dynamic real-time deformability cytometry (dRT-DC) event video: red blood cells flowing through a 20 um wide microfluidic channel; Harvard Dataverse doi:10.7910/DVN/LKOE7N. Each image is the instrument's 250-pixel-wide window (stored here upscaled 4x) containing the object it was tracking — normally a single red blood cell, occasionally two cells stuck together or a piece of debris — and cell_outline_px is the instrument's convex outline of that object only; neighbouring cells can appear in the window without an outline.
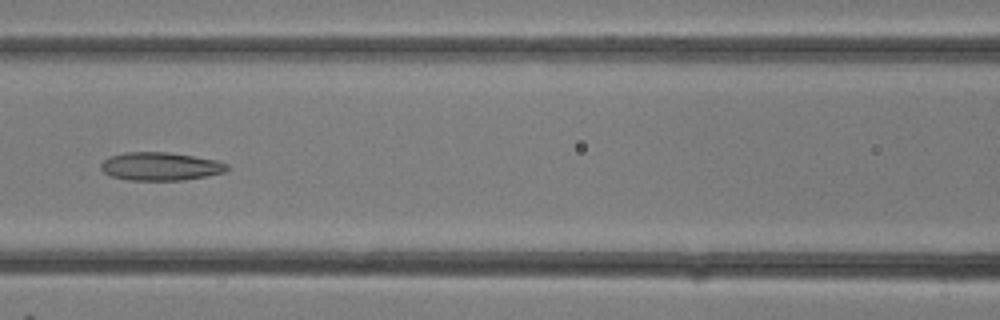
{"species": "common noctule bat (a hibernating species)", "species_latin": "Nyctalus noctula", "temperature_condition": "room temperature", "stored_images_in_passage": 19, "camera_frame_rate_fps": 3000, "um_per_image_px": 0.085, "animal": {"sex": "female"}, "frame": {"image": 1, "passage_image": 14, "time_ms": 4.333, "image_size_px": [1000, 320], "cell_outline_px": [[228, 168], [224, 172], [208, 176], [184, 180], [128, 180], [112, 176], [104, 172], [100, 168], [100, 164], [108, 156], [124, 152], [168, 152], [216, 160], [228, 164]], "centroid_in_image_um": [13.61, 14.14], "position_along_channel_um": 153.0, "area_um2": 20.75}}
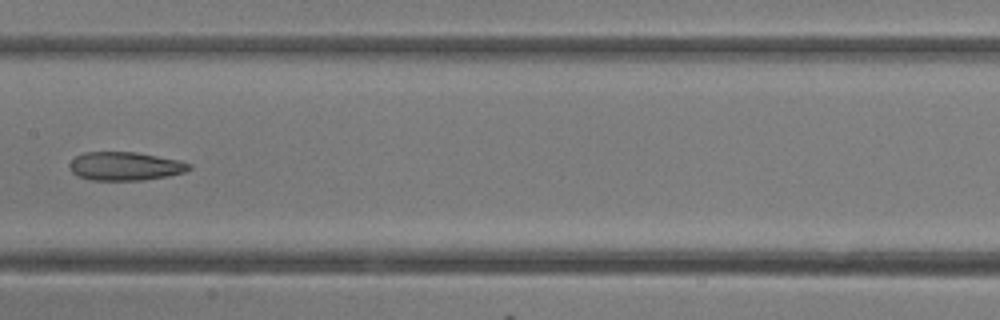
{"frame": {"image": 2, "passage_image": 16, "time_ms": 5.0, "image_size_px": [1000, 320], "cell_outline_px": [[192, 168], [184, 172], [168, 176], [144, 180], [92, 180], [76, 176], [68, 168], [68, 164], [76, 156], [84, 152], [136, 152], [180, 160], [192, 164]], "centroid_in_image_um": [10.63, 14.13], "position_along_channel_um": 196.8, "area_um2": 20.06}}
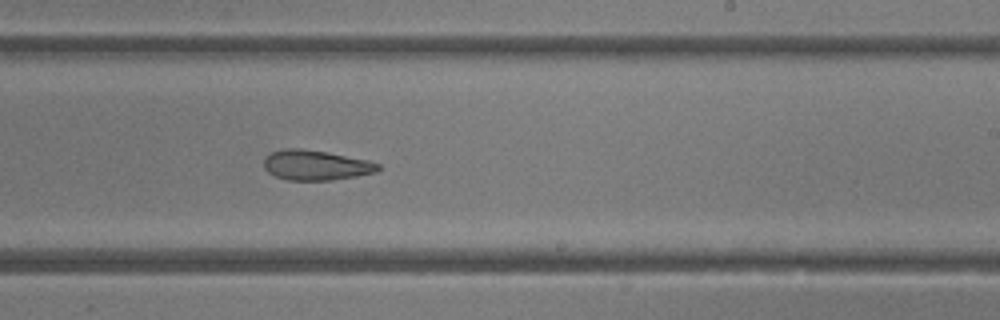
{"frame": {"image": 3, "passage_image": 19, "time_ms": 6.0, "image_size_px": [1000, 320], "cell_outline_px": [[380, 168], [376, 172], [356, 176], [332, 180], [288, 180], [276, 176], [268, 172], [264, 168], [264, 156], [272, 152], [284, 148], [300, 148], [328, 152], [368, 160], [380, 164]], "centroid_in_image_um": [26.83, 14.03], "position_along_channel_um": 262.2, "area_um2": 20.06}}